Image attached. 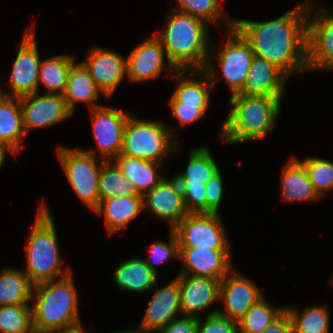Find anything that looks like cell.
Here are the masks:
<instances>
[{"instance_id": "6da1fadb", "label": "cell", "mask_w": 333, "mask_h": 333, "mask_svg": "<svg viewBox=\"0 0 333 333\" xmlns=\"http://www.w3.org/2000/svg\"><path fill=\"white\" fill-rule=\"evenodd\" d=\"M314 0H305L282 16L264 22L234 20L255 56L278 67L288 78L307 68V14Z\"/></svg>"}, {"instance_id": "7a4b0ae2", "label": "cell", "mask_w": 333, "mask_h": 333, "mask_svg": "<svg viewBox=\"0 0 333 333\" xmlns=\"http://www.w3.org/2000/svg\"><path fill=\"white\" fill-rule=\"evenodd\" d=\"M167 20L162 33L154 35L170 63L177 70H203L211 47L207 23L175 8L169 11Z\"/></svg>"}, {"instance_id": "3957f363", "label": "cell", "mask_w": 333, "mask_h": 333, "mask_svg": "<svg viewBox=\"0 0 333 333\" xmlns=\"http://www.w3.org/2000/svg\"><path fill=\"white\" fill-rule=\"evenodd\" d=\"M72 274L58 280L34 285L31 304L33 329L68 332L79 329L78 293Z\"/></svg>"}, {"instance_id": "277c9868", "label": "cell", "mask_w": 333, "mask_h": 333, "mask_svg": "<svg viewBox=\"0 0 333 333\" xmlns=\"http://www.w3.org/2000/svg\"><path fill=\"white\" fill-rule=\"evenodd\" d=\"M278 97L236 94L229 98L230 114L222 124L223 142L238 144L265 138L280 115Z\"/></svg>"}, {"instance_id": "5b68a950", "label": "cell", "mask_w": 333, "mask_h": 333, "mask_svg": "<svg viewBox=\"0 0 333 333\" xmlns=\"http://www.w3.org/2000/svg\"><path fill=\"white\" fill-rule=\"evenodd\" d=\"M25 246L26 268L22 270L33 285L62 279L72 274L63 271L58 236L51 211L40 205ZM62 276V277H61Z\"/></svg>"}, {"instance_id": "8992f818", "label": "cell", "mask_w": 333, "mask_h": 333, "mask_svg": "<svg viewBox=\"0 0 333 333\" xmlns=\"http://www.w3.org/2000/svg\"><path fill=\"white\" fill-rule=\"evenodd\" d=\"M171 132L173 130L162 121H144L130 115L125 125L120 154L163 164L168 153L178 148L174 132Z\"/></svg>"}, {"instance_id": "52a82bcc", "label": "cell", "mask_w": 333, "mask_h": 333, "mask_svg": "<svg viewBox=\"0 0 333 333\" xmlns=\"http://www.w3.org/2000/svg\"><path fill=\"white\" fill-rule=\"evenodd\" d=\"M56 152L74 193L90 210L95 211L100 203L99 174L106 161L99 164L97 151L82 150L80 147L58 146Z\"/></svg>"}, {"instance_id": "ba28073f", "label": "cell", "mask_w": 333, "mask_h": 333, "mask_svg": "<svg viewBox=\"0 0 333 333\" xmlns=\"http://www.w3.org/2000/svg\"><path fill=\"white\" fill-rule=\"evenodd\" d=\"M220 214L189 213L174 229L179 247L229 249Z\"/></svg>"}, {"instance_id": "9c48e42d", "label": "cell", "mask_w": 333, "mask_h": 333, "mask_svg": "<svg viewBox=\"0 0 333 333\" xmlns=\"http://www.w3.org/2000/svg\"><path fill=\"white\" fill-rule=\"evenodd\" d=\"M314 6L312 2L307 14V68L333 70V11L314 13Z\"/></svg>"}, {"instance_id": "30bf717a", "label": "cell", "mask_w": 333, "mask_h": 333, "mask_svg": "<svg viewBox=\"0 0 333 333\" xmlns=\"http://www.w3.org/2000/svg\"><path fill=\"white\" fill-rule=\"evenodd\" d=\"M227 43L217 56L219 70L231 90V96L238 94L246 81L248 70L255 54L250 43L233 27L225 31Z\"/></svg>"}, {"instance_id": "8fae6325", "label": "cell", "mask_w": 333, "mask_h": 333, "mask_svg": "<svg viewBox=\"0 0 333 333\" xmlns=\"http://www.w3.org/2000/svg\"><path fill=\"white\" fill-rule=\"evenodd\" d=\"M34 30V25L29 27L21 40L9 78L11 92H4L7 97H22L38 92L41 61Z\"/></svg>"}, {"instance_id": "7c38bea8", "label": "cell", "mask_w": 333, "mask_h": 333, "mask_svg": "<svg viewBox=\"0 0 333 333\" xmlns=\"http://www.w3.org/2000/svg\"><path fill=\"white\" fill-rule=\"evenodd\" d=\"M90 113L98 151L103 161H112L121 153L124 129L130 115L107 106L92 108Z\"/></svg>"}, {"instance_id": "4fadbf2b", "label": "cell", "mask_w": 333, "mask_h": 333, "mask_svg": "<svg viewBox=\"0 0 333 333\" xmlns=\"http://www.w3.org/2000/svg\"><path fill=\"white\" fill-rule=\"evenodd\" d=\"M165 58L172 77L177 69L170 63L160 40L153 33L127 56V79L133 83L158 79L165 68Z\"/></svg>"}, {"instance_id": "5bb4252c", "label": "cell", "mask_w": 333, "mask_h": 333, "mask_svg": "<svg viewBox=\"0 0 333 333\" xmlns=\"http://www.w3.org/2000/svg\"><path fill=\"white\" fill-rule=\"evenodd\" d=\"M25 133L34 128H47L72 116L63 95L38 92L19 97Z\"/></svg>"}, {"instance_id": "9a60e30c", "label": "cell", "mask_w": 333, "mask_h": 333, "mask_svg": "<svg viewBox=\"0 0 333 333\" xmlns=\"http://www.w3.org/2000/svg\"><path fill=\"white\" fill-rule=\"evenodd\" d=\"M176 278L180 288L182 316L198 319L201 312L205 311L206 316L218 312V308L208 313L207 310L219 301L221 280L187 274H178Z\"/></svg>"}, {"instance_id": "2e32d148", "label": "cell", "mask_w": 333, "mask_h": 333, "mask_svg": "<svg viewBox=\"0 0 333 333\" xmlns=\"http://www.w3.org/2000/svg\"><path fill=\"white\" fill-rule=\"evenodd\" d=\"M143 208L167 221L173 230L188 214L178 181L164 178L157 186L143 195Z\"/></svg>"}, {"instance_id": "e0dca14e", "label": "cell", "mask_w": 333, "mask_h": 333, "mask_svg": "<svg viewBox=\"0 0 333 333\" xmlns=\"http://www.w3.org/2000/svg\"><path fill=\"white\" fill-rule=\"evenodd\" d=\"M82 63L102 95L107 98L112 96L119 83L127 77L126 58L116 51L94 45Z\"/></svg>"}, {"instance_id": "ac0fdd59", "label": "cell", "mask_w": 333, "mask_h": 333, "mask_svg": "<svg viewBox=\"0 0 333 333\" xmlns=\"http://www.w3.org/2000/svg\"><path fill=\"white\" fill-rule=\"evenodd\" d=\"M263 297V293L250 279L230 271L220 285L219 300L226 311L219 309L217 313L238 322Z\"/></svg>"}, {"instance_id": "d6986e66", "label": "cell", "mask_w": 333, "mask_h": 333, "mask_svg": "<svg viewBox=\"0 0 333 333\" xmlns=\"http://www.w3.org/2000/svg\"><path fill=\"white\" fill-rule=\"evenodd\" d=\"M180 316H182L180 288L175 277L166 286L155 288V293L147 306L142 321L135 331L137 333L155 332L165 328Z\"/></svg>"}, {"instance_id": "ffe728a7", "label": "cell", "mask_w": 333, "mask_h": 333, "mask_svg": "<svg viewBox=\"0 0 333 333\" xmlns=\"http://www.w3.org/2000/svg\"><path fill=\"white\" fill-rule=\"evenodd\" d=\"M230 249L179 247V260L184 264L179 274L222 280L231 270Z\"/></svg>"}, {"instance_id": "44dd1931", "label": "cell", "mask_w": 333, "mask_h": 333, "mask_svg": "<svg viewBox=\"0 0 333 333\" xmlns=\"http://www.w3.org/2000/svg\"><path fill=\"white\" fill-rule=\"evenodd\" d=\"M211 46L213 50L210 47V54L203 70H177L172 76V79L176 78L178 84L172 95L183 105L209 106L210 90L220 80V77L216 78L218 74L216 75V69L212 63L215 45L211 43ZM194 73L201 75L203 80L192 79L191 76Z\"/></svg>"}, {"instance_id": "7402d4cb", "label": "cell", "mask_w": 333, "mask_h": 333, "mask_svg": "<svg viewBox=\"0 0 333 333\" xmlns=\"http://www.w3.org/2000/svg\"><path fill=\"white\" fill-rule=\"evenodd\" d=\"M289 78L273 63L254 56L243 89L238 94L282 98Z\"/></svg>"}, {"instance_id": "603a6c76", "label": "cell", "mask_w": 333, "mask_h": 333, "mask_svg": "<svg viewBox=\"0 0 333 333\" xmlns=\"http://www.w3.org/2000/svg\"><path fill=\"white\" fill-rule=\"evenodd\" d=\"M143 209V196H122L101 200L94 213L104 214L105 227L112 235L125 228Z\"/></svg>"}, {"instance_id": "cb8c5ba5", "label": "cell", "mask_w": 333, "mask_h": 333, "mask_svg": "<svg viewBox=\"0 0 333 333\" xmlns=\"http://www.w3.org/2000/svg\"><path fill=\"white\" fill-rule=\"evenodd\" d=\"M101 93L85 65L74 62L63 93L68 109L74 113L77 102L88 104L89 109L102 106L96 102Z\"/></svg>"}, {"instance_id": "d4e9b609", "label": "cell", "mask_w": 333, "mask_h": 333, "mask_svg": "<svg viewBox=\"0 0 333 333\" xmlns=\"http://www.w3.org/2000/svg\"><path fill=\"white\" fill-rule=\"evenodd\" d=\"M112 162L134 185L140 195L152 190L165 177L160 174V163L119 154ZM160 166V167H159Z\"/></svg>"}, {"instance_id": "484cf974", "label": "cell", "mask_w": 333, "mask_h": 333, "mask_svg": "<svg viewBox=\"0 0 333 333\" xmlns=\"http://www.w3.org/2000/svg\"><path fill=\"white\" fill-rule=\"evenodd\" d=\"M114 282L121 290L143 293L155 287L158 275L152 271L144 259L131 257L120 263L114 273Z\"/></svg>"}, {"instance_id": "4316f807", "label": "cell", "mask_w": 333, "mask_h": 333, "mask_svg": "<svg viewBox=\"0 0 333 333\" xmlns=\"http://www.w3.org/2000/svg\"><path fill=\"white\" fill-rule=\"evenodd\" d=\"M280 179L282 198L285 201L304 202L320 199L303 164L296 157H291L283 166Z\"/></svg>"}, {"instance_id": "83f0119b", "label": "cell", "mask_w": 333, "mask_h": 333, "mask_svg": "<svg viewBox=\"0 0 333 333\" xmlns=\"http://www.w3.org/2000/svg\"><path fill=\"white\" fill-rule=\"evenodd\" d=\"M26 135L19 97L4 96L0 100V142L7 144L17 154Z\"/></svg>"}, {"instance_id": "f1b7e54d", "label": "cell", "mask_w": 333, "mask_h": 333, "mask_svg": "<svg viewBox=\"0 0 333 333\" xmlns=\"http://www.w3.org/2000/svg\"><path fill=\"white\" fill-rule=\"evenodd\" d=\"M33 287L22 269H3L0 271V306L31 305Z\"/></svg>"}, {"instance_id": "f546056e", "label": "cell", "mask_w": 333, "mask_h": 333, "mask_svg": "<svg viewBox=\"0 0 333 333\" xmlns=\"http://www.w3.org/2000/svg\"><path fill=\"white\" fill-rule=\"evenodd\" d=\"M74 62V57L67 54H58L46 60H41L38 89L41 83L49 91L48 94L63 95L70 68Z\"/></svg>"}, {"instance_id": "4dcf8cb0", "label": "cell", "mask_w": 333, "mask_h": 333, "mask_svg": "<svg viewBox=\"0 0 333 333\" xmlns=\"http://www.w3.org/2000/svg\"><path fill=\"white\" fill-rule=\"evenodd\" d=\"M219 171L217 163L206 146L194 148L190 151L188 164L184 172L173 177L178 183L206 184Z\"/></svg>"}, {"instance_id": "1f68e13d", "label": "cell", "mask_w": 333, "mask_h": 333, "mask_svg": "<svg viewBox=\"0 0 333 333\" xmlns=\"http://www.w3.org/2000/svg\"><path fill=\"white\" fill-rule=\"evenodd\" d=\"M285 310L291 318L293 333H329L330 318L326 306H308L301 314L293 306H286Z\"/></svg>"}, {"instance_id": "d6a6232c", "label": "cell", "mask_w": 333, "mask_h": 333, "mask_svg": "<svg viewBox=\"0 0 333 333\" xmlns=\"http://www.w3.org/2000/svg\"><path fill=\"white\" fill-rule=\"evenodd\" d=\"M100 201L113 197L143 196L138 193L134 185L112 162H105L99 174Z\"/></svg>"}, {"instance_id": "836d02e7", "label": "cell", "mask_w": 333, "mask_h": 333, "mask_svg": "<svg viewBox=\"0 0 333 333\" xmlns=\"http://www.w3.org/2000/svg\"><path fill=\"white\" fill-rule=\"evenodd\" d=\"M284 311L285 307H273L263 297L238 321L239 333H261Z\"/></svg>"}, {"instance_id": "e575fe53", "label": "cell", "mask_w": 333, "mask_h": 333, "mask_svg": "<svg viewBox=\"0 0 333 333\" xmlns=\"http://www.w3.org/2000/svg\"><path fill=\"white\" fill-rule=\"evenodd\" d=\"M179 4L178 10L180 12L194 16L201 19L207 24L214 23L218 25V21L226 23L225 30L232 29L234 27L235 19H228L223 16L222 10H220L221 2L219 0H176ZM220 18V20H219Z\"/></svg>"}, {"instance_id": "d590c367", "label": "cell", "mask_w": 333, "mask_h": 333, "mask_svg": "<svg viewBox=\"0 0 333 333\" xmlns=\"http://www.w3.org/2000/svg\"><path fill=\"white\" fill-rule=\"evenodd\" d=\"M31 305L0 306V333H30Z\"/></svg>"}, {"instance_id": "8d00e7d4", "label": "cell", "mask_w": 333, "mask_h": 333, "mask_svg": "<svg viewBox=\"0 0 333 333\" xmlns=\"http://www.w3.org/2000/svg\"><path fill=\"white\" fill-rule=\"evenodd\" d=\"M299 161L303 164L313 188L319 197H322L325 192L333 189L332 161L318 157H308Z\"/></svg>"}, {"instance_id": "74e56055", "label": "cell", "mask_w": 333, "mask_h": 333, "mask_svg": "<svg viewBox=\"0 0 333 333\" xmlns=\"http://www.w3.org/2000/svg\"><path fill=\"white\" fill-rule=\"evenodd\" d=\"M150 252V259L145 258L144 261L147 266L158 275L155 263L168 262L169 258L174 257L179 260V243L175 232L170 230V242L156 241L147 250Z\"/></svg>"}, {"instance_id": "f35d334b", "label": "cell", "mask_w": 333, "mask_h": 333, "mask_svg": "<svg viewBox=\"0 0 333 333\" xmlns=\"http://www.w3.org/2000/svg\"><path fill=\"white\" fill-rule=\"evenodd\" d=\"M183 193L185 207L189 213H206L205 184L179 183Z\"/></svg>"}, {"instance_id": "ab89813d", "label": "cell", "mask_w": 333, "mask_h": 333, "mask_svg": "<svg viewBox=\"0 0 333 333\" xmlns=\"http://www.w3.org/2000/svg\"><path fill=\"white\" fill-rule=\"evenodd\" d=\"M197 319L196 333H239L238 322L224 317L218 313L207 315L201 323Z\"/></svg>"}, {"instance_id": "60d3db41", "label": "cell", "mask_w": 333, "mask_h": 333, "mask_svg": "<svg viewBox=\"0 0 333 333\" xmlns=\"http://www.w3.org/2000/svg\"><path fill=\"white\" fill-rule=\"evenodd\" d=\"M172 115L179 121L182 126L193 124L200 120L206 113L208 106H190L183 105L173 95L169 100Z\"/></svg>"}, {"instance_id": "b9f144b4", "label": "cell", "mask_w": 333, "mask_h": 333, "mask_svg": "<svg viewBox=\"0 0 333 333\" xmlns=\"http://www.w3.org/2000/svg\"><path fill=\"white\" fill-rule=\"evenodd\" d=\"M223 181L218 171L205 184L206 189V213L219 214L221 199L223 197Z\"/></svg>"}, {"instance_id": "7bdbcfd3", "label": "cell", "mask_w": 333, "mask_h": 333, "mask_svg": "<svg viewBox=\"0 0 333 333\" xmlns=\"http://www.w3.org/2000/svg\"><path fill=\"white\" fill-rule=\"evenodd\" d=\"M197 318L180 316L170 322L165 328L156 331L157 333H196Z\"/></svg>"}, {"instance_id": "ee69618b", "label": "cell", "mask_w": 333, "mask_h": 333, "mask_svg": "<svg viewBox=\"0 0 333 333\" xmlns=\"http://www.w3.org/2000/svg\"><path fill=\"white\" fill-rule=\"evenodd\" d=\"M261 333H293L292 321L287 311L285 310Z\"/></svg>"}, {"instance_id": "f6af8a7d", "label": "cell", "mask_w": 333, "mask_h": 333, "mask_svg": "<svg viewBox=\"0 0 333 333\" xmlns=\"http://www.w3.org/2000/svg\"><path fill=\"white\" fill-rule=\"evenodd\" d=\"M7 152L14 154V156L16 155L15 151L11 149L7 144L0 142V168L4 163Z\"/></svg>"}, {"instance_id": "bcb514c9", "label": "cell", "mask_w": 333, "mask_h": 333, "mask_svg": "<svg viewBox=\"0 0 333 333\" xmlns=\"http://www.w3.org/2000/svg\"><path fill=\"white\" fill-rule=\"evenodd\" d=\"M63 333H86V332L83 330V327H81L79 329H76L73 331H68V332H63Z\"/></svg>"}, {"instance_id": "7dc6e473", "label": "cell", "mask_w": 333, "mask_h": 333, "mask_svg": "<svg viewBox=\"0 0 333 333\" xmlns=\"http://www.w3.org/2000/svg\"><path fill=\"white\" fill-rule=\"evenodd\" d=\"M113 333H137L135 330L129 329V330H120L119 332H113Z\"/></svg>"}, {"instance_id": "c3c4849f", "label": "cell", "mask_w": 333, "mask_h": 333, "mask_svg": "<svg viewBox=\"0 0 333 333\" xmlns=\"http://www.w3.org/2000/svg\"><path fill=\"white\" fill-rule=\"evenodd\" d=\"M30 333H58V332L38 331V330L33 329Z\"/></svg>"}, {"instance_id": "681fc988", "label": "cell", "mask_w": 333, "mask_h": 333, "mask_svg": "<svg viewBox=\"0 0 333 333\" xmlns=\"http://www.w3.org/2000/svg\"><path fill=\"white\" fill-rule=\"evenodd\" d=\"M1 84V83H0ZM1 87V86H0ZM4 93L2 92V90L0 89V100L4 97Z\"/></svg>"}]
</instances>
